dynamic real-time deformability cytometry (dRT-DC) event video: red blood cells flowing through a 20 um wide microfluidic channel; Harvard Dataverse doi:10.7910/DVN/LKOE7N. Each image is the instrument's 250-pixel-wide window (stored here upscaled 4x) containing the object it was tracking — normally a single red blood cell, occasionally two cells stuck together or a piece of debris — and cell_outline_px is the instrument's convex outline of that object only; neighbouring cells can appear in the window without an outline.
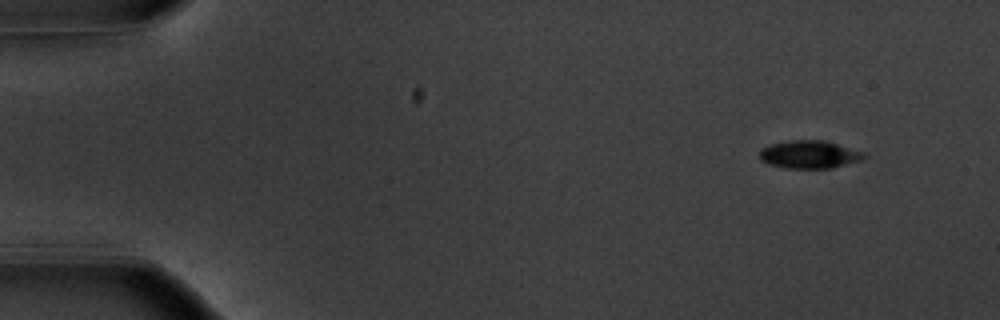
{"species": "common noctule bat (a hibernating species)", "species_latin": "Nyctalus noctula", "temperature_condition": "warm", "stored_images_in_passage": 51, "camera_frame_rate_fps": 3000, "um_per_image_px": 0.085, "animal": {"sex": "male", "body_mass_g": 20.1, "forearm_length_mm": 53.5}, "frame": {"image": 1, "passage_image": 1, "time_ms": 0.0, "image_size_px": [1000, 320], "cell_outline_px": [[868, 156], [864, 160], [832, 168], [784, 168], [768, 164], [760, 160], [760, 152], [764, 148], [772, 144], [788, 140], [824, 140], [864, 152]], "centroid_in_image_um": [68.84, 13.14], "position_along_channel_um": 16.2, "area_um2": 17.05}}
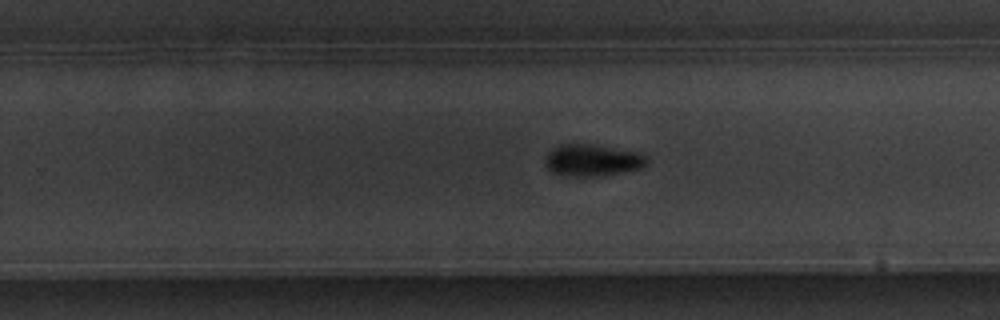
{"frame": {"image": 2, "passage_image": 31, "time_ms": 10.0, "image_size_px": [1000, 320], "cell_outline_px": [[648, 164], [640, 168], [600, 176], [564, 176], [552, 172], [544, 164], [544, 156], [552, 148], [560, 144], [596, 144], [640, 152], [648, 156]], "centroid_in_image_um": [50.34, 13.6], "position_along_channel_um": 279.5, "area_um2": 19.25}}
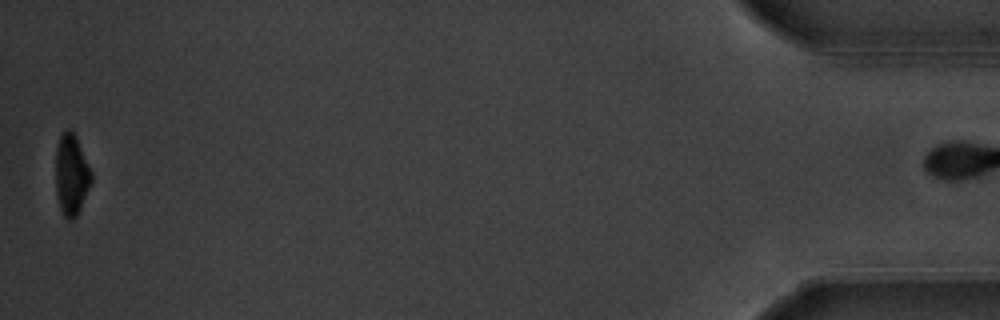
{"frame": {"image": 3, "passage_image": 50, "time_ms": 16.333, "image_size_px": [1000, 320], "cell_outline_px": [[92, 180], [80, 208], [76, 216], [72, 220], [68, 220], [64, 216], [60, 208], [56, 192], [56, 148], [60, 136], [68, 128], [76, 136], [92, 172]], "centroid_in_image_um": [6.07, 14.85], "position_along_channel_um": 429.1, "area_um2": 16.65}}